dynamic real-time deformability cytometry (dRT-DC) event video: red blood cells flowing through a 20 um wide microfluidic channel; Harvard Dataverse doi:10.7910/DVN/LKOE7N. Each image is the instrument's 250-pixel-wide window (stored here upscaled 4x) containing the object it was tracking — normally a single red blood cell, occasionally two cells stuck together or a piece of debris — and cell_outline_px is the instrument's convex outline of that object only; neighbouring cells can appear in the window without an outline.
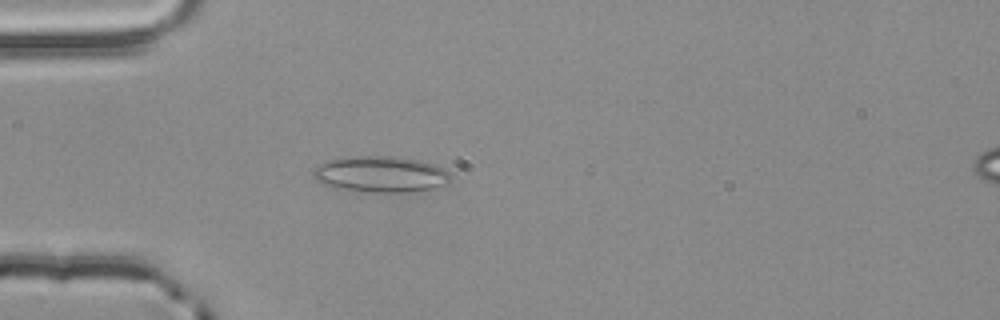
{"species": "common noctule bat (a hibernating species)", "species_latin": "Nyctalus noctula", "temperature_condition": "room temperature", "stored_images_in_passage": 4, "camera_frame_rate_fps": 3000, "um_per_image_px": 0.085, "animal": {"sex": "male", "body_mass_g": 20.4}, "frame": {"image": 1, "passage_image": 4, "time_ms": 1.0, "image_size_px": [1000, 320], "cell_outline_px": [[452, 176], [448, 180], [432, 188], [404, 192], [376, 192], [344, 188], [324, 184], [316, 180], [312, 172], [320, 164], [328, 160], [356, 156], [400, 156], [420, 160], [436, 164], [444, 168]], "centroid_in_image_um": [32.39, 14.78], "position_along_channel_um": 52.6, "area_um2": 28.38}}